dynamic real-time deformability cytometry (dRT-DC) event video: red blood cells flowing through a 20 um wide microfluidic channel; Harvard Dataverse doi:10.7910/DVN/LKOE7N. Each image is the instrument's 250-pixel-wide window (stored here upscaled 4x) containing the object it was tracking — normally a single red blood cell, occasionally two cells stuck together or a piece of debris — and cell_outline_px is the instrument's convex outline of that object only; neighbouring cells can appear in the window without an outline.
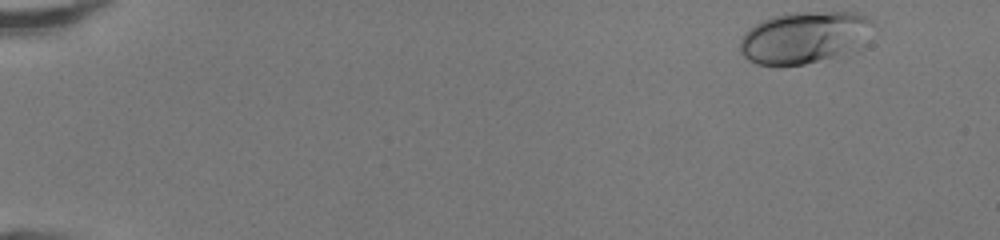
{"species": "human", "species_latin": "Homo sapiens", "temperature_condition": "room temperature", "stored_images_in_passage": 46, "camera_frame_rate_fps": 3000, "um_per_image_px": 0.085, "donor": {"sex": "female"}, "frame": {"image": 1, "passage_image": 1, "time_ms": 0.0, "image_size_px": [1000, 240], "cell_outline_px": [[872, 24], [832, 56], [804, 64], [780, 68], [756, 64], [748, 60], [740, 52], [740, 40], [744, 32], [748, 28], [772, 16], [788, 12], [856, 12], [872, 20]], "centroid_in_image_um": [68.05, 3.17], "position_along_channel_um": 17.0, "area_um2": 38.32}}
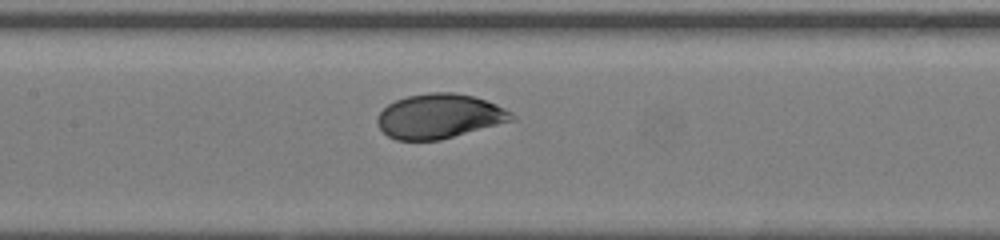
{"frame": {"image": 2, "passage_image": 22, "time_ms": 7.0, "image_size_px": [1000, 240], "cell_outline_px": [[516, 120], [440, 140], [396, 140], [388, 136], [376, 124], [376, 116], [388, 104], [396, 100], [408, 96], [428, 92], [452, 92], [472, 96], [496, 104], [512, 112], [516, 116]], "centroid_in_image_um": [37.35, 9.88], "position_along_channel_um": 170.1, "area_um2": 34.97}}
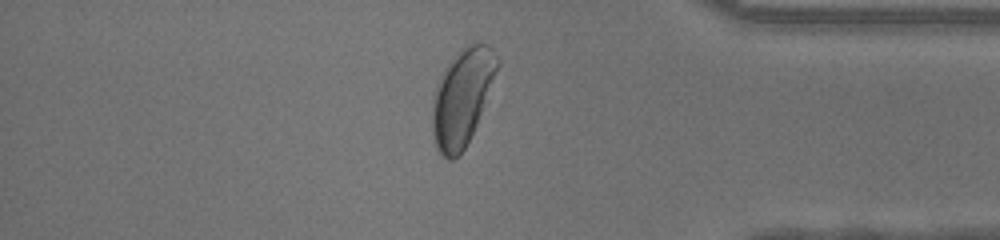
{"frame": {"image": 3, "passage_image": 39, "time_ms": 12.667, "image_size_px": [1000, 240], "cell_outline_px": [[500, 64], [476, 124], [464, 148], [452, 160], [444, 156], [436, 148], [432, 132], [432, 96], [436, 84], [444, 68], [464, 48], [472, 44], [488, 44], [492, 48], [500, 60]], "centroid_in_image_um": [39.26, 8.25], "position_along_channel_um": 395.9, "area_um2": 35.84}, "authors_computed_cell_mechanics": {"area_um2": 35.836, "velocity_mm_per_s": 4.2706, "shape_relaxation_time_tau1_ms": 2.2785, "shape_relaxation_time_tau2_ms": null, "deformation_change_tau1": 0.1356, "deformation_change_tau2": null}}